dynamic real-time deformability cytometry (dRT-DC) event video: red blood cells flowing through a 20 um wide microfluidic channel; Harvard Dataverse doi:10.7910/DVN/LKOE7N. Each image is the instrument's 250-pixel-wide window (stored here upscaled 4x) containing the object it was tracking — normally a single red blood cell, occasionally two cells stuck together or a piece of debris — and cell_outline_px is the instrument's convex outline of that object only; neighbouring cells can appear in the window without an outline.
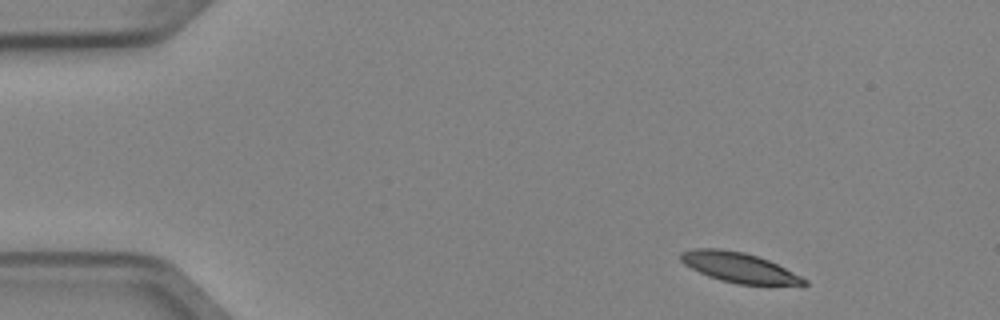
{"species": "Egyptian fruit bat (a non-hibernating species)", "species_latin": "Rousettus aegyptiacus", "temperature_condition": "cold", "stored_images_in_passage": 5, "camera_frame_rate_fps": 3000, "um_per_image_px": 0.085, "animal": {"sex": "female"}, "frame": {"image": 1, "passage_image": 1, "time_ms": 0.0, "image_size_px": [1000, 320], "cell_outline_px": [[808, 284], [736, 284], [720, 280], [708, 276], [684, 264], [680, 260], [680, 252], [696, 248], [720, 248], [744, 252], [768, 260], [808, 280]], "centroid_in_image_um": [62.75, 22.72], "position_along_channel_um": 22.2, "area_um2": 21.15}}
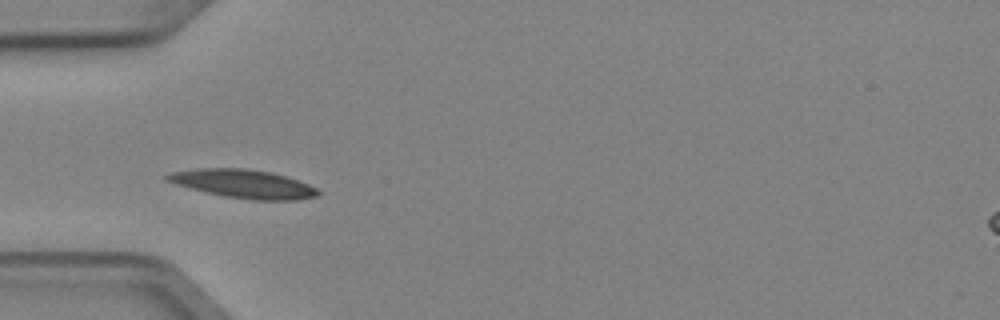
{"frame": {"image": 2, "passage_image": 4, "time_ms": 1.0, "image_size_px": [1000, 320], "cell_outline_px": [[320, 196], [296, 200], [252, 200], [224, 196], [188, 188], [164, 180], [164, 176], [168, 172], [196, 168], [244, 168], [268, 172], [288, 176], [308, 184], [316, 188], [320, 192]], "centroid_in_image_um": [20.66, 15.62], "position_along_channel_um": 64.3, "area_um2": 25.26}}
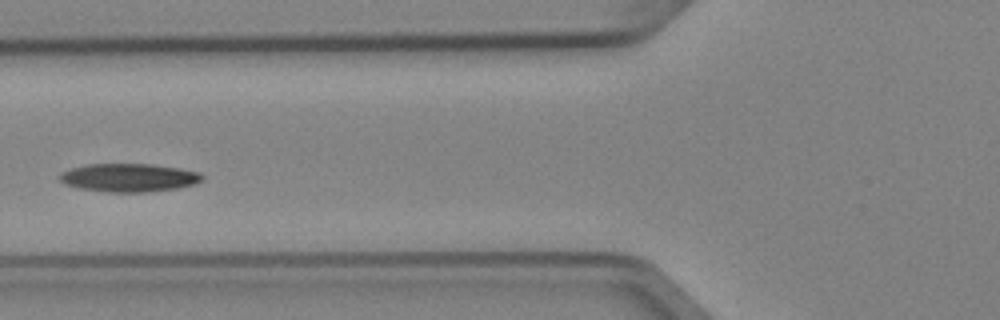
{"frame": {"image": 3, "passage_image": 5, "time_ms": 1.333, "image_size_px": [1000, 320], "cell_outline_px": [[204, 180], [196, 184], [176, 188], [144, 192], [108, 192], [80, 188], [64, 184], [56, 176], [60, 172], [84, 164], [152, 164], [180, 168], [200, 172], [204, 176]], "centroid_in_image_um": [10.95, 15.09], "position_along_channel_um": 114.8, "area_um2": 23.7}}